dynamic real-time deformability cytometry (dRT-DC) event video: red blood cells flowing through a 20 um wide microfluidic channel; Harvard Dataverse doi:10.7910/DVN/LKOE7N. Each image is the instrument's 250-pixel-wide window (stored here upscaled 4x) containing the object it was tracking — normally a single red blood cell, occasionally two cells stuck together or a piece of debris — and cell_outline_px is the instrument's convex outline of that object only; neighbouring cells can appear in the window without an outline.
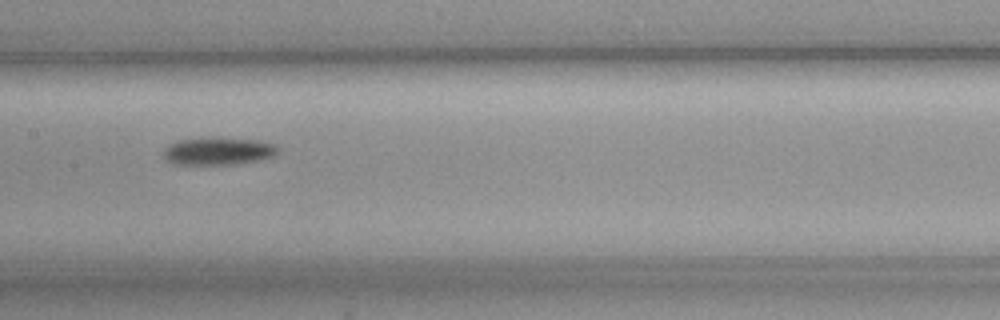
{"species": "common noctule bat (a hibernating species)", "species_latin": "Nyctalus noctula", "temperature_condition": "cold", "stored_images_in_passage": 35, "camera_frame_rate_fps": 3000, "um_per_image_px": 0.085, "animal": {"sex": "female", "body_mass_g": 19.3, "forearm_length_mm": 54.1}, "frame": {"image": 1, "passage_image": 11, "time_ms": 3.333, "image_size_px": [1000, 320], "cell_outline_px": [[280, 148], [272, 156], [256, 160], [236, 164], [172, 164], [164, 160], [164, 148], [168, 144], [176, 140], [212, 136], [220, 136], [256, 140], [272, 144]], "centroid_in_image_um": [18.46, 12.81], "position_along_channel_um": 188.9, "area_um2": 18.73}}
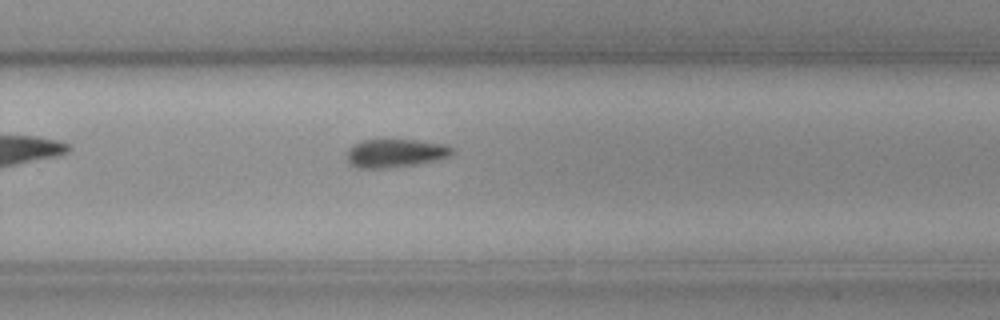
{"frame": {"image": 2, "passage_image": 20, "time_ms": 6.333, "image_size_px": [1000, 320], "cell_outline_px": [[456, 152], [448, 156], [416, 164], [388, 168], [356, 168], [348, 164], [344, 156], [348, 148], [352, 144], [364, 140], [416, 140], [448, 144]], "centroid_in_image_um": [33.53, 13.02], "position_along_channel_um": 296.3, "area_um2": 17.63}, "authors_computed_cell_mechanics": {"area_um2": 17.5134, "velocity_mm_per_s": 3.5995, "shape_relaxation_time_tau1_ms": 4.5006, "shape_relaxation_time_tau2_ms": null, "deformation_change_tau1": 0.0911, "deformation_change_tau2": null}}